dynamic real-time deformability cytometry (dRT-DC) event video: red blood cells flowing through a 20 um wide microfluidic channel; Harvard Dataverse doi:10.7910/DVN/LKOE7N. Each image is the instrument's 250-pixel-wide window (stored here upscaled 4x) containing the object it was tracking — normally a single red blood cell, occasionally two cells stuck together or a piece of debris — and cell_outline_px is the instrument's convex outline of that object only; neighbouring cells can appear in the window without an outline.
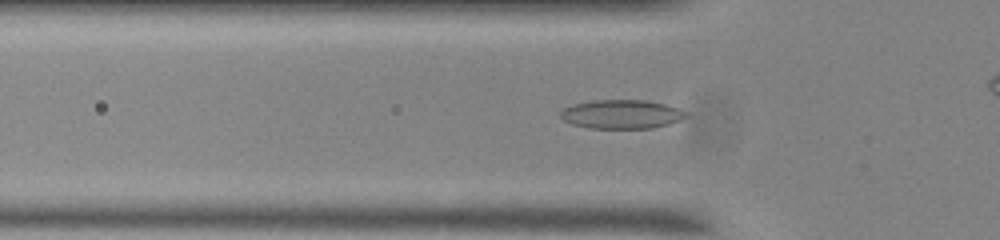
{"species": "common noctule bat (a hibernating species)", "species_latin": "Nyctalus noctula", "temperature_condition": "room temperature", "stored_images_in_passage": 39, "camera_frame_rate_fps": 3000, "um_per_image_px": 0.085, "animal": {"sex": "male", "body_mass_g": 20.0, "forearm_length_mm": 53.3}, "frame": {"image": 1, "passage_image": 7, "time_ms": 2.0, "image_size_px": [1000, 240], "cell_outline_px": [[688, 116], [680, 120], [668, 124], [652, 128], [588, 128], [572, 124], [564, 120], [560, 116], [560, 112], [564, 108], [572, 104], [592, 100], [644, 100], [664, 104], [688, 112]], "centroid_in_image_um": [52.82, 9.71], "position_along_channel_um": 73.0, "area_um2": 21.1}}
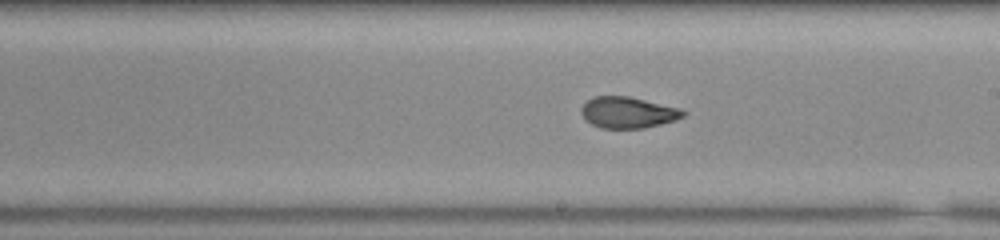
{"frame": {"image": 2, "passage_image": 20, "time_ms": 6.333, "image_size_px": [1000, 240], "cell_outline_px": [[688, 112], [684, 116], [676, 120], [644, 128], [600, 128], [592, 124], [580, 112], [580, 108], [592, 96], [628, 96], [680, 108]], "centroid_in_image_um": [53.39, 9.55], "position_along_channel_um": 235.6, "area_um2": 18.5}}
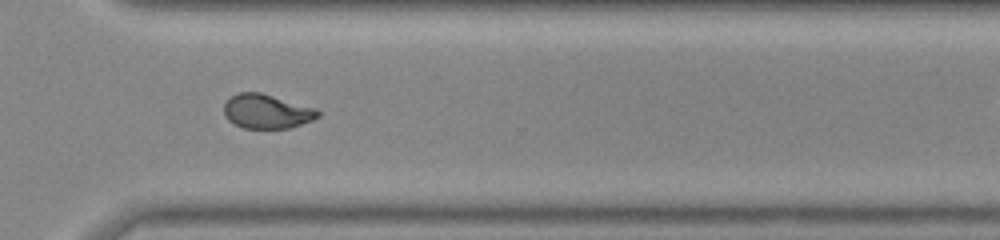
{"frame": {"image": 3, "passage_image": 29, "time_ms": 9.333, "image_size_px": [1000, 240], "cell_outline_px": [[320, 116], [312, 120], [288, 128], [244, 128], [228, 120], [224, 116], [224, 104], [232, 96], [240, 92], [260, 92], [316, 108], [320, 112]], "centroid_in_image_um": [22.67, 9.46], "position_along_channel_um": 347.9, "area_um2": 18.61}, "authors_computed_cell_mechanics": {"area_um2": 18.7272, "velocity_mm_per_s": 3.7408, "shape_relaxation_time_tau1_ms": null, "shape_relaxation_time_tau2_ms": 1.3583, "deformation_change_tau1": null, "deformation_change_tau2": 0.0694}}